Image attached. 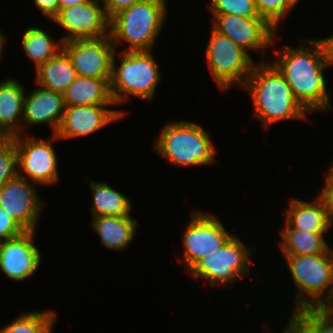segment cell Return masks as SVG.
Returning <instances> with one entry per match:
<instances>
[{
    "label": "cell",
    "instance_id": "cell-8",
    "mask_svg": "<svg viewBox=\"0 0 333 333\" xmlns=\"http://www.w3.org/2000/svg\"><path fill=\"white\" fill-rule=\"evenodd\" d=\"M252 247L234 234L221 248L199 260L189 271L192 278L207 280L210 287L235 284L250 274ZM253 253V254H252Z\"/></svg>",
    "mask_w": 333,
    "mask_h": 333
},
{
    "label": "cell",
    "instance_id": "cell-14",
    "mask_svg": "<svg viewBox=\"0 0 333 333\" xmlns=\"http://www.w3.org/2000/svg\"><path fill=\"white\" fill-rule=\"evenodd\" d=\"M36 185L26 178L16 176L0 191V206L24 231H37V221L41 217L44 202L34 188Z\"/></svg>",
    "mask_w": 333,
    "mask_h": 333
},
{
    "label": "cell",
    "instance_id": "cell-22",
    "mask_svg": "<svg viewBox=\"0 0 333 333\" xmlns=\"http://www.w3.org/2000/svg\"><path fill=\"white\" fill-rule=\"evenodd\" d=\"M76 77L72 62L63 49L35 70L36 86L62 94Z\"/></svg>",
    "mask_w": 333,
    "mask_h": 333
},
{
    "label": "cell",
    "instance_id": "cell-38",
    "mask_svg": "<svg viewBox=\"0 0 333 333\" xmlns=\"http://www.w3.org/2000/svg\"><path fill=\"white\" fill-rule=\"evenodd\" d=\"M6 37H5V33H3V31L0 29V62L2 61V56H3V48H5V43H6Z\"/></svg>",
    "mask_w": 333,
    "mask_h": 333
},
{
    "label": "cell",
    "instance_id": "cell-23",
    "mask_svg": "<svg viewBox=\"0 0 333 333\" xmlns=\"http://www.w3.org/2000/svg\"><path fill=\"white\" fill-rule=\"evenodd\" d=\"M279 234V250L282 255H317L328 251L329 243L325 240L328 232H305L291 228L286 222ZM326 233V234H325Z\"/></svg>",
    "mask_w": 333,
    "mask_h": 333
},
{
    "label": "cell",
    "instance_id": "cell-39",
    "mask_svg": "<svg viewBox=\"0 0 333 333\" xmlns=\"http://www.w3.org/2000/svg\"><path fill=\"white\" fill-rule=\"evenodd\" d=\"M331 247H332V245L328 246V251L330 253V257H331L332 265H333V247L332 248Z\"/></svg>",
    "mask_w": 333,
    "mask_h": 333
},
{
    "label": "cell",
    "instance_id": "cell-18",
    "mask_svg": "<svg viewBox=\"0 0 333 333\" xmlns=\"http://www.w3.org/2000/svg\"><path fill=\"white\" fill-rule=\"evenodd\" d=\"M25 86L14 77L0 82V138L22 135Z\"/></svg>",
    "mask_w": 333,
    "mask_h": 333
},
{
    "label": "cell",
    "instance_id": "cell-15",
    "mask_svg": "<svg viewBox=\"0 0 333 333\" xmlns=\"http://www.w3.org/2000/svg\"><path fill=\"white\" fill-rule=\"evenodd\" d=\"M116 105L65 106L56 136L61 140L92 135L127 115L124 110L109 108Z\"/></svg>",
    "mask_w": 333,
    "mask_h": 333
},
{
    "label": "cell",
    "instance_id": "cell-32",
    "mask_svg": "<svg viewBox=\"0 0 333 333\" xmlns=\"http://www.w3.org/2000/svg\"><path fill=\"white\" fill-rule=\"evenodd\" d=\"M327 174L324 175L325 182L321 191L317 196L323 201L326 211L328 212L329 219L333 224V169L329 167Z\"/></svg>",
    "mask_w": 333,
    "mask_h": 333
},
{
    "label": "cell",
    "instance_id": "cell-9",
    "mask_svg": "<svg viewBox=\"0 0 333 333\" xmlns=\"http://www.w3.org/2000/svg\"><path fill=\"white\" fill-rule=\"evenodd\" d=\"M33 135L13 137L17 145L18 176L40 186H50L59 182L57 153L53 141L59 140L56 134L49 138L37 139Z\"/></svg>",
    "mask_w": 333,
    "mask_h": 333
},
{
    "label": "cell",
    "instance_id": "cell-11",
    "mask_svg": "<svg viewBox=\"0 0 333 333\" xmlns=\"http://www.w3.org/2000/svg\"><path fill=\"white\" fill-rule=\"evenodd\" d=\"M77 76L111 79L115 46L111 34L99 38L76 39L62 43Z\"/></svg>",
    "mask_w": 333,
    "mask_h": 333
},
{
    "label": "cell",
    "instance_id": "cell-34",
    "mask_svg": "<svg viewBox=\"0 0 333 333\" xmlns=\"http://www.w3.org/2000/svg\"><path fill=\"white\" fill-rule=\"evenodd\" d=\"M37 10L42 12L45 18L53 20L59 13V0H32Z\"/></svg>",
    "mask_w": 333,
    "mask_h": 333
},
{
    "label": "cell",
    "instance_id": "cell-1",
    "mask_svg": "<svg viewBox=\"0 0 333 333\" xmlns=\"http://www.w3.org/2000/svg\"><path fill=\"white\" fill-rule=\"evenodd\" d=\"M275 51L277 55L270 61L283 74L301 106L308 113L333 110L324 77L326 68L333 66L326 39H305L296 48L283 46Z\"/></svg>",
    "mask_w": 333,
    "mask_h": 333
},
{
    "label": "cell",
    "instance_id": "cell-4",
    "mask_svg": "<svg viewBox=\"0 0 333 333\" xmlns=\"http://www.w3.org/2000/svg\"><path fill=\"white\" fill-rule=\"evenodd\" d=\"M167 0H144L117 13L110 19L109 33L117 50L127 43L124 51L152 50L168 16Z\"/></svg>",
    "mask_w": 333,
    "mask_h": 333
},
{
    "label": "cell",
    "instance_id": "cell-28",
    "mask_svg": "<svg viewBox=\"0 0 333 333\" xmlns=\"http://www.w3.org/2000/svg\"><path fill=\"white\" fill-rule=\"evenodd\" d=\"M18 176L17 145L13 138H0V191Z\"/></svg>",
    "mask_w": 333,
    "mask_h": 333
},
{
    "label": "cell",
    "instance_id": "cell-30",
    "mask_svg": "<svg viewBox=\"0 0 333 333\" xmlns=\"http://www.w3.org/2000/svg\"><path fill=\"white\" fill-rule=\"evenodd\" d=\"M294 313L314 332L333 333V322L317 308H301Z\"/></svg>",
    "mask_w": 333,
    "mask_h": 333
},
{
    "label": "cell",
    "instance_id": "cell-17",
    "mask_svg": "<svg viewBox=\"0 0 333 333\" xmlns=\"http://www.w3.org/2000/svg\"><path fill=\"white\" fill-rule=\"evenodd\" d=\"M28 93L24 98L22 134L26 127L37 124L50 125L56 134L65 110L63 94L40 86Z\"/></svg>",
    "mask_w": 333,
    "mask_h": 333
},
{
    "label": "cell",
    "instance_id": "cell-3",
    "mask_svg": "<svg viewBox=\"0 0 333 333\" xmlns=\"http://www.w3.org/2000/svg\"><path fill=\"white\" fill-rule=\"evenodd\" d=\"M154 140L157 154L178 167L209 166L217 161L209 132L197 123L168 121Z\"/></svg>",
    "mask_w": 333,
    "mask_h": 333
},
{
    "label": "cell",
    "instance_id": "cell-40",
    "mask_svg": "<svg viewBox=\"0 0 333 333\" xmlns=\"http://www.w3.org/2000/svg\"><path fill=\"white\" fill-rule=\"evenodd\" d=\"M333 169V162H331V165H329Z\"/></svg>",
    "mask_w": 333,
    "mask_h": 333
},
{
    "label": "cell",
    "instance_id": "cell-37",
    "mask_svg": "<svg viewBox=\"0 0 333 333\" xmlns=\"http://www.w3.org/2000/svg\"><path fill=\"white\" fill-rule=\"evenodd\" d=\"M94 0H59V11L64 8L72 7L74 5L83 4Z\"/></svg>",
    "mask_w": 333,
    "mask_h": 333
},
{
    "label": "cell",
    "instance_id": "cell-26",
    "mask_svg": "<svg viewBox=\"0 0 333 333\" xmlns=\"http://www.w3.org/2000/svg\"><path fill=\"white\" fill-rule=\"evenodd\" d=\"M57 321L55 311L43 310L22 313L0 329V333H52Z\"/></svg>",
    "mask_w": 333,
    "mask_h": 333
},
{
    "label": "cell",
    "instance_id": "cell-7",
    "mask_svg": "<svg viewBox=\"0 0 333 333\" xmlns=\"http://www.w3.org/2000/svg\"><path fill=\"white\" fill-rule=\"evenodd\" d=\"M209 43L206 44L207 68L218 89L229 90L236 84L243 87L255 64L254 59L230 38L211 26Z\"/></svg>",
    "mask_w": 333,
    "mask_h": 333
},
{
    "label": "cell",
    "instance_id": "cell-24",
    "mask_svg": "<svg viewBox=\"0 0 333 333\" xmlns=\"http://www.w3.org/2000/svg\"><path fill=\"white\" fill-rule=\"evenodd\" d=\"M91 188L92 205L90 211L93 217L129 216L131 215V198L113 189L105 181H88Z\"/></svg>",
    "mask_w": 333,
    "mask_h": 333
},
{
    "label": "cell",
    "instance_id": "cell-16",
    "mask_svg": "<svg viewBox=\"0 0 333 333\" xmlns=\"http://www.w3.org/2000/svg\"><path fill=\"white\" fill-rule=\"evenodd\" d=\"M36 231L0 242V271L11 280L21 282L32 276L41 265V252L35 245Z\"/></svg>",
    "mask_w": 333,
    "mask_h": 333
},
{
    "label": "cell",
    "instance_id": "cell-6",
    "mask_svg": "<svg viewBox=\"0 0 333 333\" xmlns=\"http://www.w3.org/2000/svg\"><path fill=\"white\" fill-rule=\"evenodd\" d=\"M295 284L292 312L316 308L333 290V265L329 251L317 255H282Z\"/></svg>",
    "mask_w": 333,
    "mask_h": 333
},
{
    "label": "cell",
    "instance_id": "cell-20",
    "mask_svg": "<svg viewBox=\"0 0 333 333\" xmlns=\"http://www.w3.org/2000/svg\"><path fill=\"white\" fill-rule=\"evenodd\" d=\"M91 227L108 249L123 251L136 237L138 221L129 216H101L91 218Z\"/></svg>",
    "mask_w": 333,
    "mask_h": 333
},
{
    "label": "cell",
    "instance_id": "cell-35",
    "mask_svg": "<svg viewBox=\"0 0 333 333\" xmlns=\"http://www.w3.org/2000/svg\"><path fill=\"white\" fill-rule=\"evenodd\" d=\"M289 316V322L281 333H314L294 312Z\"/></svg>",
    "mask_w": 333,
    "mask_h": 333
},
{
    "label": "cell",
    "instance_id": "cell-33",
    "mask_svg": "<svg viewBox=\"0 0 333 333\" xmlns=\"http://www.w3.org/2000/svg\"><path fill=\"white\" fill-rule=\"evenodd\" d=\"M144 0H106L104 5V10L107 18L110 20L120 11L127 9L128 7L134 5L137 2Z\"/></svg>",
    "mask_w": 333,
    "mask_h": 333
},
{
    "label": "cell",
    "instance_id": "cell-12",
    "mask_svg": "<svg viewBox=\"0 0 333 333\" xmlns=\"http://www.w3.org/2000/svg\"><path fill=\"white\" fill-rule=\"evenodd\" d=\"M211 15L212 27L217 32L230 38L248 54V50H259L260 53L262 52L261 61L267 57L264 53L266 48L274 45L278 39L277 31L263 18H246L234 14Z\"/></svg>",
    "mask_w": 333,
    "mask_h": 333
},
{
    "label": "cell",
    "instance_id": "cell-2",
    "mask_svg": "<svg viewBox=\"0 0 333 333\" xmlns=\"http://www.w3.org/2000/svg\"><path fill=\"white\" fill-rule=\"evenodd\" d=\"M259 61L243 89L248 92L253 115L262 122L264 129L282 120H307L308 112L296 100L283 74L270 61Z\"/></svg>",
    "mask_w": 333,
    "mask_h": 333
},
{
    "label": "cell",
    "instance_id": "cell-21",
    "mask_svg": "<svg viewBox=\"0 0 333 333\" xmlns=\"http://www.w3.org/2000/svg\"><path fill=\"white\" fill-rule=\"evenodd\" d=\"M110 81L77 76L63 93L65 106L116 105L111 96Z\"/></svg>",
    "mask_w": 333,
    "mask_h": 333
},
{
    "label": "cell",
    "instance_id": "cell-29",
    "mask_svg": "<svg viewBox=\"0 0 333 333\" xmlns=\"http://www.w3.org/2000/svg\"><path fill=\"white\" fill-rule=\"evenodd\" d=\"M207 7L210 8L212 14H234L246 18H261L257 12L255 0H210Z\"/></svg>",
    "mask_w": 333,
    "mask_h": 333
},
{
    "label": "cell",
    "instance_id": "cell-13",
    "mask_svg": "<svg viewBox=\"0 0 333 333\" xmlns=\"http://www.w3.org/2000/svg\"><path fill=\"white\" fill-rule=\"evenodd\" d=\"M103 2L94 0L61 9L52 22L66 30L62 43L76 39L99 38L109 34Z\"/></svg>",
    "mask_w": 333,
    "mask_h": 333
},
{
    "label": "cell",
    "instance_id": "cell-36",
    "mask_svg": "<svg viewBox=\"0 0 333 333\" xmlns=\"http://www.w3.org/2000/svg\"><path fill=\"white\" fill-rule=\"evenodd\" d=\"M316 308L333 322V290Z\"/></svg>",
    "mask_w": 333,
    "mask_h": 333
},
{
    "label": "cell",
    "instance_id": "cell-19",
    "mask_svg": "<svg viewBox=\"0 0 333 333\" xmlns=\"http://www.w3.org/2000/svg\"><path fill=\"white\" fill-rule=\"evenodd\" d=\"M285 209V222L293 229L305 232H329L332 223L323 201L316 195L314 201L290 198Z\"/></svg>",
    "mask_w": 333,
    "mask_h": 333
},
{
    "label": "cell",
    "instance_id": "cell-31",
    "mask_svg": "<svg viewBox=\"0 0 333 333\" xmlns=\"http://www.w3.org/2000/svg\"><path fill=\"white\" fill-rule=\"evenodd\" d=\"M23 232L20 225L0 206V242L15 238Z\"/></svg>",
    "mask_w": 333,
    "mask_h": 333
},
{
    "label": "cell",
    "instance_id": "cell-10",
    "mask_svg": "<svg viewBox=\"0 0 333 333\" xmlns=\"http://www.w3.org/2000/svg\"><path fill=\"white\" fill-rule=\"evenodd\" d=\"M191 213L182 232L184 253L181 257L188 271L199 260L221 248L234 235L226 230L217 216L198 210Z\"/></svg>",
    "mask_w": 333,
    "mask_h": 333
},
{
    "label": "cell",
    "instance_id": "cell-25",
    "mask_svg": "<svg viewBox=\"0 0 333 333\" xmlns=\"http://www.w3.org/2000/svg\"><path fill=\"white\" fill-rule=\"evenodd\" d=\"M50 35L42 28L29 26L21 36L23 52L34 62L35 70L62 49V41H55Z\"/></svg>",
    "mask_w": 333,
    "mask_h": 333
},
{
    "label": "cell",
    "instance_id": "cell-27",
    "mask_svg": "<svg viewBox=\"0 0 333 333\" xmlns=\"http://www.w3.org/2000/svg\"><path fill=\"white\" fill-rule=\"evenodd\" d=\"M297 5L294 0H255L257 12L273 29L278 31L279 24Z\"/></svg>",
    "mask_w": 333,
    "mask_h": 333
},
{
    "label": "cell",
    "instance_id": "cell-5",
    "mask_svg": "<svg viewBox=\"0 0 333 333\" xmlns=\"http://www.w3.org/2000/svg\"><path fill=\"white\" fill-rule=\"evenodd\" d=\"M117 52L115 51L112 59L110 81L111 96L116 106L129 100L130 96L152 101L161 77L153 50L120 52L122 56L118 65Z\"/></svg>",
    "mask_w": 333,
    "mask_h": 333
}]
</instances>
